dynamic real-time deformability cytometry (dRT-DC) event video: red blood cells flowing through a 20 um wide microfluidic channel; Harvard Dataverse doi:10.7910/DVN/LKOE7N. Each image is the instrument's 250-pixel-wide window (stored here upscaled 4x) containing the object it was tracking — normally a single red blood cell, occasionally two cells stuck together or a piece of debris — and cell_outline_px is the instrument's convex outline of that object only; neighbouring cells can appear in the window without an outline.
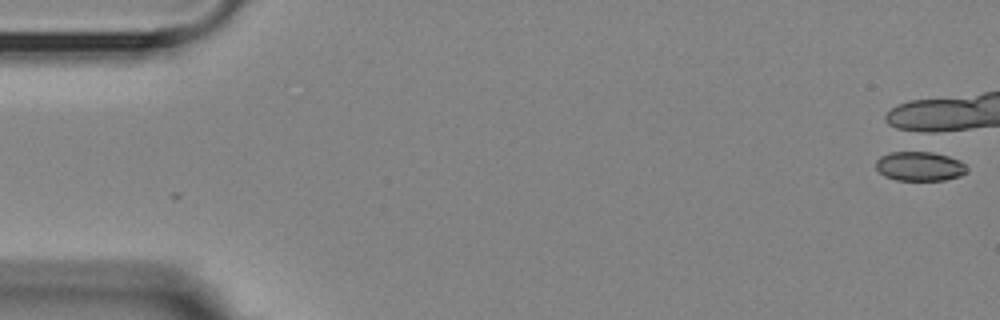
{"species": "Egyptian fruit bat (a non-hibernating species)", "species_latin": "Rousettus aegyptiacus", "temperature_condition": "room temperature", "stored_images_in_passage": 2, "camera_frame_rate_fps": 3000, "um_per_image_px": 0.085, "animal": {"sex": "female"}, "frame": {"image": 1, "passage_image": 1, "time_ms": 0.0, "image_size_px": [1000, 320], "cell_outline_px": [[968, 172], [960, 176], [944, 180], [896, 180], [884, 176], [876, 168], [876, 160], [880, 156], [888, 152], [924, 148], [960, 160], [968, 168]], "centroid_in_image_um": [78.17, 14.07], "position_along_channel_um": 6.8, "area_um2": 16.42}}